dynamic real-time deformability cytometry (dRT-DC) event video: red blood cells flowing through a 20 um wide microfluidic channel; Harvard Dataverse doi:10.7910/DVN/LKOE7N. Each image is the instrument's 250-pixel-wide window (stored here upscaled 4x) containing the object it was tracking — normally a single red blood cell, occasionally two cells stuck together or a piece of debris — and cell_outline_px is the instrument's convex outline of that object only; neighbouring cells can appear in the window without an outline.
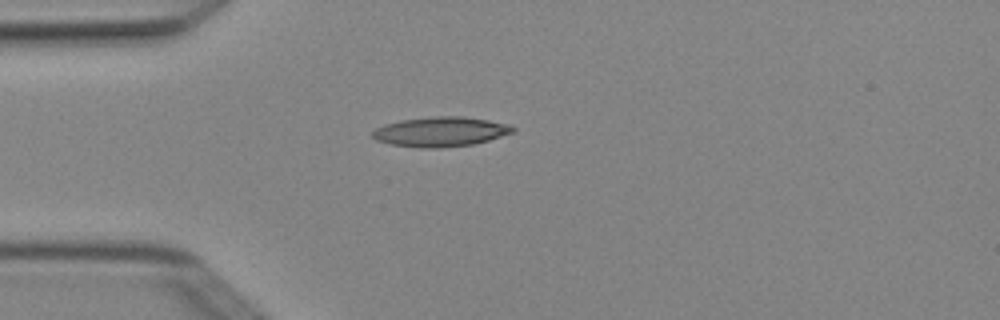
{"species": "Egyptian fruit bat (a non-hibernating species)", "species_latin": "Rousettus aegyptiacus", "temperature_condition": "cold", "stored_images_in_passage": 2, "camera_frame_rate_fps": 3000, "um_per_image_px": 0.085, "animal": {"sex": "female"}, "frame": {"image": 1, "passage_image": 1, "time_ms": 0.0, "image_size_px": [1000, 320], "cell_outline_px": [[516, 132], [488, 140], [472, 144], [440, 148], [420, 148], [388, 144], [376, 140], [372, 136], [372, 132], [376, 128], [384, 124], [400, 120], [432, 116], [464, 116], [488, 120], [508, 124], [516, 128]], "centroid_in_image_um": [37.44, 11.19], "position_along_channel_um": 47.6, "area_um2": 24.51}}